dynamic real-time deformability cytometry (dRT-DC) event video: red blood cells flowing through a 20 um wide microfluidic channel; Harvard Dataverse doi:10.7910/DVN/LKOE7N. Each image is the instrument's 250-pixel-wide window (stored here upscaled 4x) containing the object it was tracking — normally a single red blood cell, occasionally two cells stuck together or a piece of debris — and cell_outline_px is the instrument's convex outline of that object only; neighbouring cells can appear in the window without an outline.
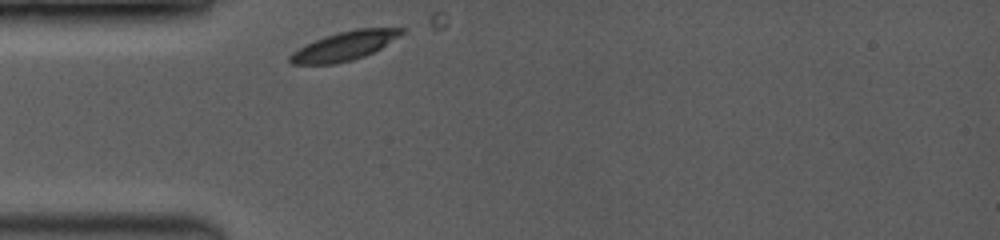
{"species": "common noctule bat (a hibernating species)", "species_latin": "Nyctalus noctula", "temperature_condition": "room temperature", "stored_images_in_passage": 3, "camera_frame_rate_fps": 3500, "um_per_image_px": 0.085, "animal": {"sex": "female", "body_mass_g": 19.0, "forearm_length_mm": 53.3}, "frame": {"image": 1, "passage_image": 1, "time_ms": 0.0, "image_size_px": [1000, 240], "cell_outline_px": [[408, 28], [404, 32], [380, 48], [364, 56], [352, 60], [332, 64], [292, 64], [288, 60], [288, 56], [292, 52], [324, 36], [356, 28]], "centroid_in_image_um": [29.27, 3.9], "position_along_channel_um": 55.7, "area_um2": 18.44}}